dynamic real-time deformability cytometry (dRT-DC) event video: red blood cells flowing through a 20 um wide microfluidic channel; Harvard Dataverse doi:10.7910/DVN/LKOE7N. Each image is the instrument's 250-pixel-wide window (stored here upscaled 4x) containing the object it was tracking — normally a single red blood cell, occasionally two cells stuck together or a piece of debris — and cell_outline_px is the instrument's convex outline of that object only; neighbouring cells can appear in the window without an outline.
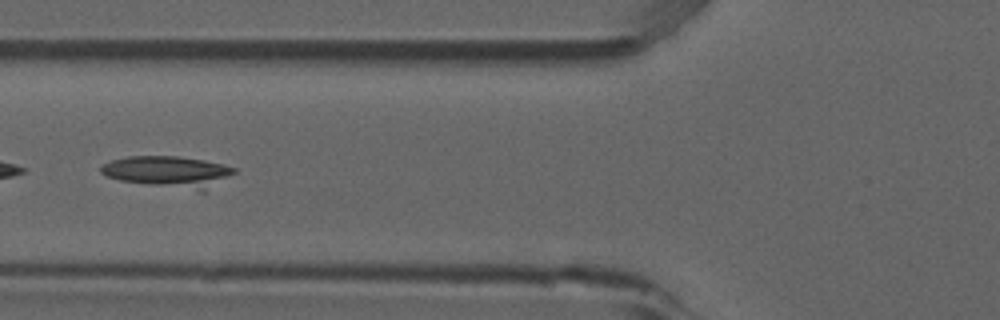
{"species": "common noctule bat (a hibernating species)", "species_latin": "Nyctalus noctula", "temperature_condition": "room temperature", "stored_images_in_passage": 4, "camera_frame_rate_fps": 3000, "um_per_image_px": 0.085, "animal": {"sex": "male", "forearm_length_mm": 52.5}, "frame": {"image": 1, "passage_image": 4, "time_ms": 1.0, "image_size_px": [1000, 320], "cell_outline_px": [[236, 172], [204, 192], [200, 192], [120, 180], [108, 176], [100, 172], [100, 164], [112, 160], [128, 156], [176, 156], [204, 160], [224, 164], [236, 168]], "centroid_in_image_um": [14.32, 14.6], "position_along_channel_um": 111.5, "area_um2": 24.45}}